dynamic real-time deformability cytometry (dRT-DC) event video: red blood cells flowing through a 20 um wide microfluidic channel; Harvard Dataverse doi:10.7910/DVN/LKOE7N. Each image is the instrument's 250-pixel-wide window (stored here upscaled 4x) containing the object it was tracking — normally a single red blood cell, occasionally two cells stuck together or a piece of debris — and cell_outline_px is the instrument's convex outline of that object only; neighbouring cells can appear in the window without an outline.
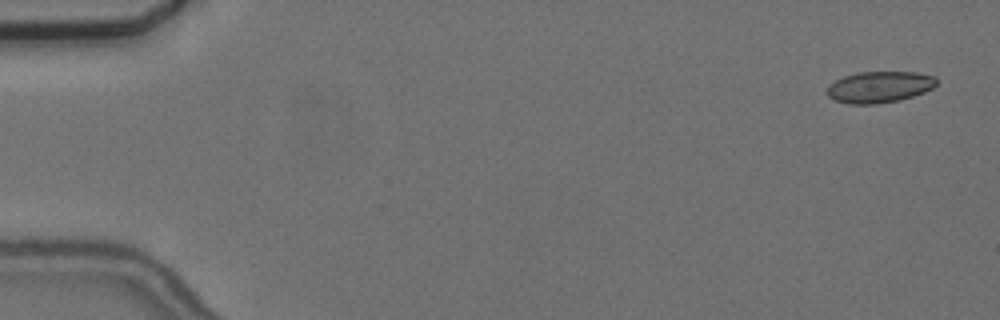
{"species": "common noctule bat (a hibernating species)", "species_latin": "Nyctalus noctula", "temperature_condition": "cold", "stored_images_in_passage": 29, "camera_frame_rate_fps": 3000, "um_per_image_px": 0.085, "animal": {"sex": "female", "body_mass_g": 24.6, "forearm_length_mm": 56.2}, "frame": {"image": 1, "passage_image": 3, "time_ms": 0.667, "image_size_px": [1000, 320], "cell_outline_px": [[936, 84], [932, 88], [924, 92], [900, 100], [876, 104], [848, 104], [836, 100], [828, 96], [828, 88], [836, 80], [844, 76], [860, 72], [916, 72], [936, 76]], "centroid_in_image_um": [74.78, 7.39], "position_along_channel_um": 10.2, "area_um2": 19.83}}
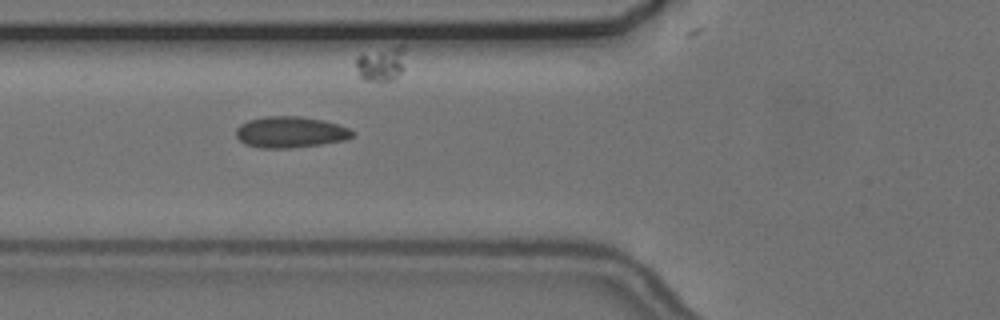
{"frame": {"image": 2, "passage_image": 22, "time_ms": 7.0, "image_size_px": [1000, 320], "cell_outline_px": [[356, 132], [352, 136], [344, 140], [320, 144], [292, 148], [260, 148], [244, 144], [236, 136], [236, 128], [240, 124], [248, 120], [264, 116], [300, 116], [324, 120], [348, 128]], "centroid_in_image_um": [24.65, 11.23], "position_along_channel_um": 101.2, "area_um2": 21.21}}
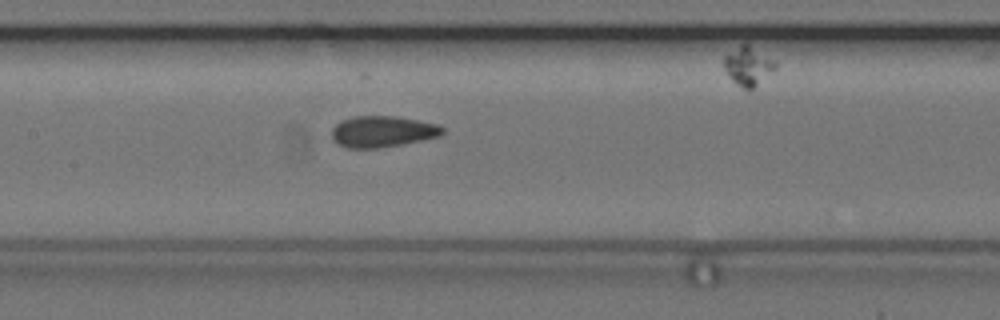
{"frame": {"image": 3, "passage_image": 28, "time_ms": 9.0, "image_size_px": [1000, 320], "cell_outline_px": [[444, 132], [440, 136], [380, 148], [348, 148], [332, 140], [332, 128], [340, 120], [356, 116], [396, 116], [436, 124], [444, 128]], "centroid_in_image_um": [32.48, 11.18], "position_along_channel_um": 174.9, "area_um2": 20.0}}